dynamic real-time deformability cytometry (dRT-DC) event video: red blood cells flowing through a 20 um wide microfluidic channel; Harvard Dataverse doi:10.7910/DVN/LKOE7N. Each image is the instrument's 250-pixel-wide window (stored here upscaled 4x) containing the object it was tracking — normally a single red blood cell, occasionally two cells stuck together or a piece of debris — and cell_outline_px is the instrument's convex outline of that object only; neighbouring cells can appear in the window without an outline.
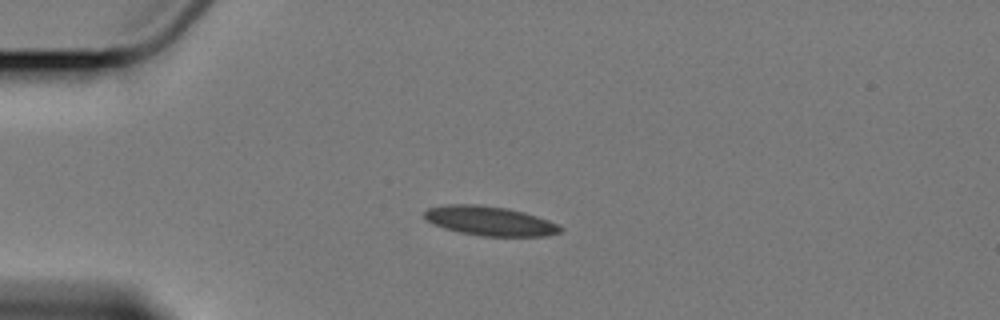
{"species": "Egyptian fruit bat (a non-hibernating species)", "species_latin": "Rousettus aegyptiacus", "temperature_condition": "cold", "stored_images_in_passage": 2, "camera_frame_rate_fps": 3000, "um_per_image_px": 0.085, "animal": {"sex": "female"}, "frame": {"image": 1, "passage_image": 1, "time_ms": 0.0, "image_size_px": [1000, 320], "cell_outline_px": [[564, 228], [560, 232], [548, 236], [484, 236], [460, 232], [444, 228], [428, 220], [424, 216], [424, 212], [428, 208], [448, 204], [476, 204], [508, 208], [524, 212], [560, 224]], "centroid_in_image_um": [41.69, 18.78], "position_along_channel_um": 43.3, "area_um2": 23.18}}